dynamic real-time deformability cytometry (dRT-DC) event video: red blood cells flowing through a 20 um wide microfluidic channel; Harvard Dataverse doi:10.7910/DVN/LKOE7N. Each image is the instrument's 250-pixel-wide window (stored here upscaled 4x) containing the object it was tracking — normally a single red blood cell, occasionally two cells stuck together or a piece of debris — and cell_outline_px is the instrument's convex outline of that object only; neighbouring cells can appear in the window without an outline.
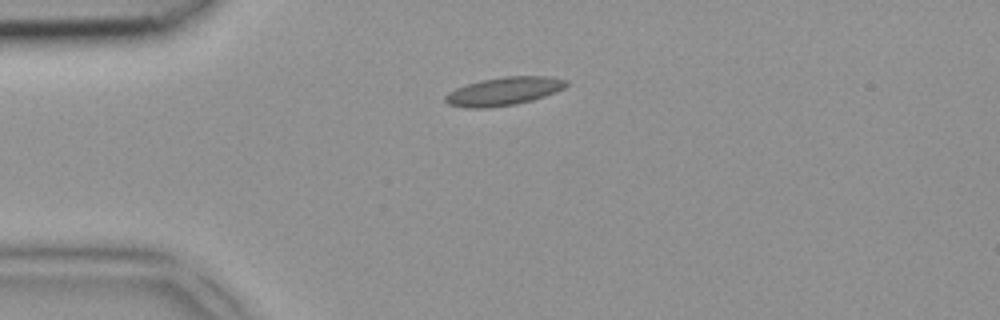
{"species": "common noctule bat (a hibernating species)", "species_latin": "Nyctalus noctula", "temperature_condition": "room temperature", "stored_images_in_passage": 2, "camera_frame_rate_fps": 3000, "um_per_image_px": 0.085, "animal": {"sex": "female", "body_mass_g": 18.4}, "frame": {"image": 1, "passage_image": 1, "time_ms": 0.0, "image_size_px": [1000, 320], "cell_outline_px": [[568, 84], [564, 88], [556, 92], [532, 100], [516, 104], [484, 108], [464, 108], [448, 104], [444, 100], [444, 96], [448, 92], [456, 88], [480, 80], [504, 76], [544, 76], [568, 80]], "centroid_in_image_um": [42.8, 7.76], "position_along_channel_um": 42.2, "area_um2": 19.94}}
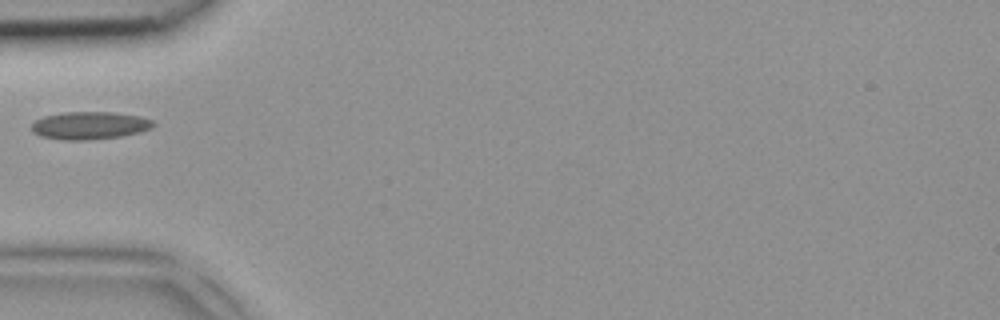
{"frame": {"image": 2, "passage_image": 2, "time_ms": 0.333, "image_size_px": [1000, 320], "cell_outline_px": [[156, 124], [140, 132], [120, 136], [88, 140], [60, 140], [40, 136], [32, 132], [32, 124], [36, 120], [44, 116], [64, 112], [112, 112], [140, 116], [152, 120]], "centroid_in_image_um": [7.59, 10.67], "position_along_channel_um": 77.4, "area_um2": 19.59}}